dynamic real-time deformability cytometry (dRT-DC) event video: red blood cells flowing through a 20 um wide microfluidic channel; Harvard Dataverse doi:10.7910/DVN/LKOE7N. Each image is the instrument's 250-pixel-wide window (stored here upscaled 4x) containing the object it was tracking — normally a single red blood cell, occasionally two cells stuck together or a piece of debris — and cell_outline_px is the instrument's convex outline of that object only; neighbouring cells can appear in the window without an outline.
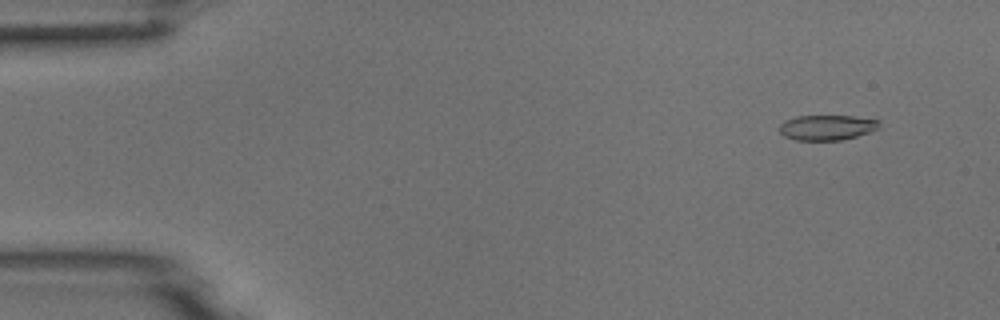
{"species": "common noctule bat (a hibernating species)", "species_latin": "Nyctalus noctula", "temperature_condition": "room temperature", "stored_images_in_passage": 54, "camera_frame_rate_fps": 3000, "um_per_image_px": 0.085, "animal": {"sex": "male", "body_mass_g": 18.8}, "frame": {"image": 1, "passage_image": 5, "time_ms": 1.333, "image_size_px": [1000, 320], "cell_outline_px": [[880, 124], [876, 128], [868, 132], [856, 136], [840, 140], [796, 140], [784, 136], [780, 132], [780, 124], [784, 120], [796, 116], [852, 116], [880, 120]], "centroid_in_image_um": [70.25, 10.83], "position_along_channel_um": 14.7, "area_um2": 14.51}}
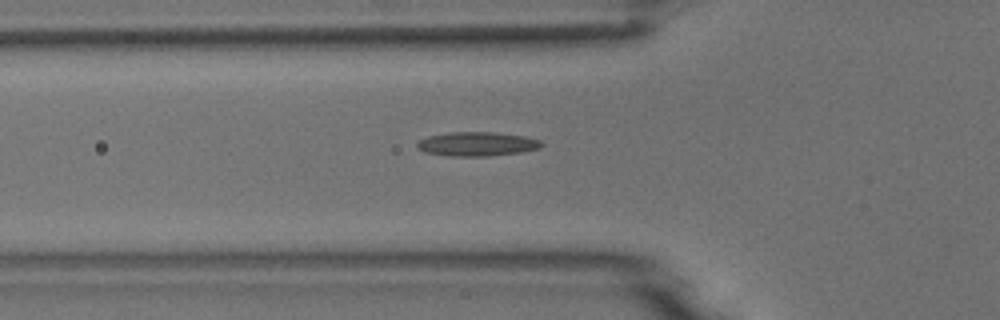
{"frame": {"image": 2, "passage_image": 19, "time_ms": 6.0, "image_size_px": [1000, 320], "cell_outline_px": [[544, 144], [540, 148], [520, 152], [488, 156], [448, 156], [424, 152], [416, 148], [416, 144], [420, 140], [428, 136], [448, 132], [496, 132], [524, 136], [540, 140]], "centroid_in_image_um": [40.53, 12.24], "position_along_channel_um": 85.3, "area_um2": 17.57}}
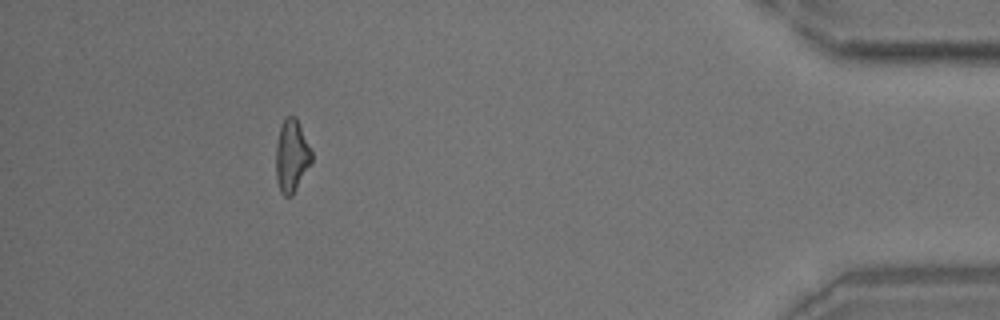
{"frame": {"image": 3, "passage_image": 49, "time_ms": 16.0, "image_size_px": [1000, 320], "cell_outline_px": [[312, 160], [292, 196], [284, 196], [280, 192], [276, 180], [276, 144], [280, 128], [284, 116], [296, 116], [312, 152]], "centroid_in_image_um": [24.77, 13.24], "position_along_channel_um": 410.4, "area_um2": 15.03}}